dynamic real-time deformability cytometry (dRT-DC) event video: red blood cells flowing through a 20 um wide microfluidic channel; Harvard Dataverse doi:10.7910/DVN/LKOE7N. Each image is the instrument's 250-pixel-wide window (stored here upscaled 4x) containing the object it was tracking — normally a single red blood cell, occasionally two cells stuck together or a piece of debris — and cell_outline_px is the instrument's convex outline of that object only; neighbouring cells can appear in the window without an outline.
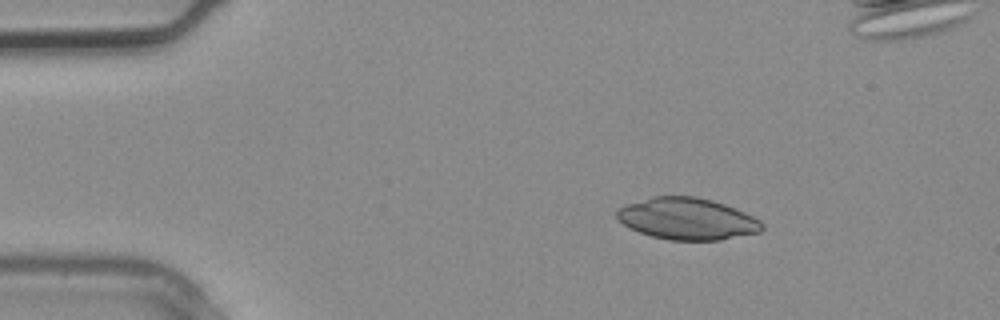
{"species": "common noctule bat (a hibernating species)", "species_latin": "Nyctalus noctula", "temperature_condition": "warm", "stored_images_in_passage": 3, "camera_frame_rate_fps": 3000, "um_per_image_px": 0.085, "animal": {"sex": "male", "body_mass_g": 20.4}, "frame": {"image": 1, "passage_image": 1, "time_ms": 0.0, "image_size_px": [1000, 320], "cell_outline_px": [[764, 228], [760, 232], [720, 240], [668, 240], [652, 236], [640, 232], [624, 224], [616, 216], [616, 208], [624, 204], [652, 196], [696, 196], [712, 200], [724, 204], [744, 212], [760, 220], [764, 224]], "centroid_in_image_um": [58.41, 18.59], "position_along_channel_um": 26.6, "area_um2": 35.37}}